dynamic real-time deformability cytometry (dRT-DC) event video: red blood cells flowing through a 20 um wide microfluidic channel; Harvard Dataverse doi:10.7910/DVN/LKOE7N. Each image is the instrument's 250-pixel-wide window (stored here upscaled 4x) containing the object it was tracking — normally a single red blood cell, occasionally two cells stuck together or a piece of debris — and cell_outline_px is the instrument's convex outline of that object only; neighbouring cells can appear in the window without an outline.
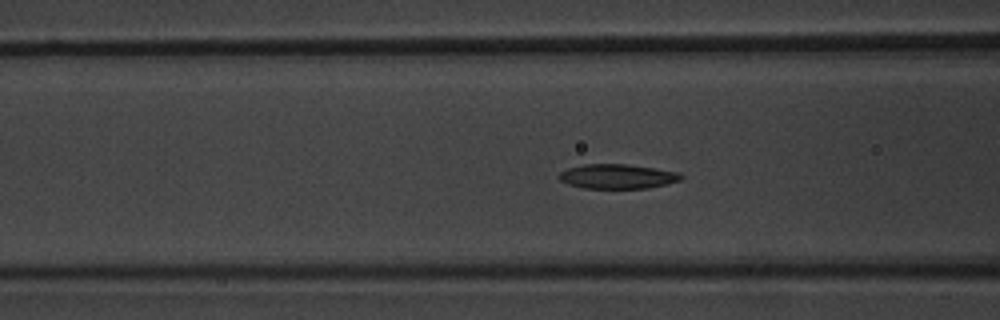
{"species": "common noctule bat (a hibernating species)", "species_latin": "Nyctalus noctula", "temperature_condition": "warm", "stored_images_in_passage": 53, "camera_frame_rate_fps": 3000, "um_per_image_px": 0.085, "animal": {"sex": "male", "body_mass_g": 20.1, "forearm_length_mm": 53.5}, "frame": {"image": 1, "passage_image": 21, "time_ms": 6.667, "image_size_px": [1000, 320], "cell_outline_px": [[684, 176], [680, 180], [668, 184], [648, 188], [584, 188], [568, 184], [560, 180], [556, 176], [560, 172], [568, 168], [584, 164], [628, 164], [680, 172]], "centroid_in_image_um": [52.49, 14.99], "position_along_channel_um": 114.1, "area_um2": 17.57}}
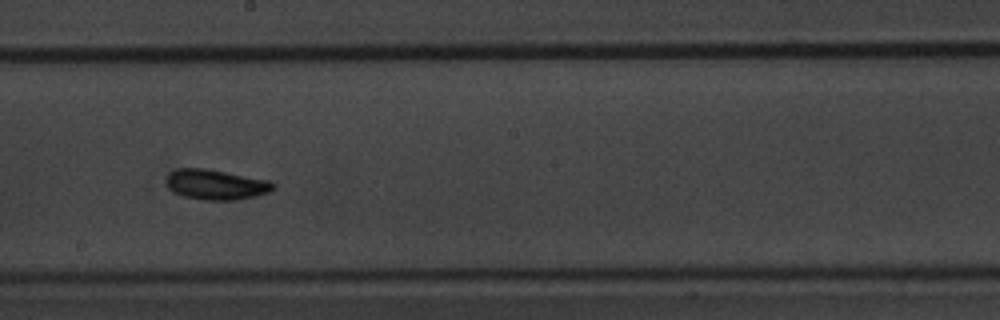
{"frame": {"image": 2, "passage_image": 30, "time_ms": 9.667, "image_size_px": [1000, 320], "cell_outline_px": [[276, 188], [268, 192], [256, 196], [236, 200], [204, 200], [184, 196], [168, 188], [168, 172], [176, 168], [204, 168], [268, 180], [276, 184]], "centroid_in_image_um": [18.38, 15.69], "position_along_channel_um": 229.8, "area_um2": 18.67}}
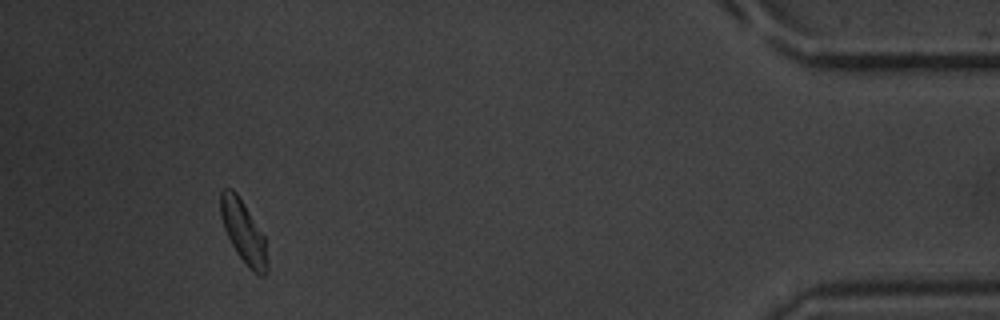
{"frame": {"image": 3, "passage_image": 49, "time_ms": 16.0, "image_size_px": [1000, 320], "cell_outline_px": [[268, 268], [264, 276], [260, 276], [252, 272], [248, 268], [236, 252], [224, 228], [220, 216], [220, 192], [224, 188], [232, 188], [236, 192], [244, 204], [264, 236], [268, 260]], "centroid_in_image_um": [20.69, 19.73], "position_along_channel_um": 414.5, "area_um2": 16.99}, "authors_computed_cell_mechanics": {"area_um2": 17.7446, "velocity_mm_per_s": 3.8555, "shape_relaxation_time_tau1_ms": 2.5068, "shape_relaxation_time_tau2_ms": 4.058, "deformation_change_tau1": 0.1041, "deformation_change_tau2": 0.1045}}